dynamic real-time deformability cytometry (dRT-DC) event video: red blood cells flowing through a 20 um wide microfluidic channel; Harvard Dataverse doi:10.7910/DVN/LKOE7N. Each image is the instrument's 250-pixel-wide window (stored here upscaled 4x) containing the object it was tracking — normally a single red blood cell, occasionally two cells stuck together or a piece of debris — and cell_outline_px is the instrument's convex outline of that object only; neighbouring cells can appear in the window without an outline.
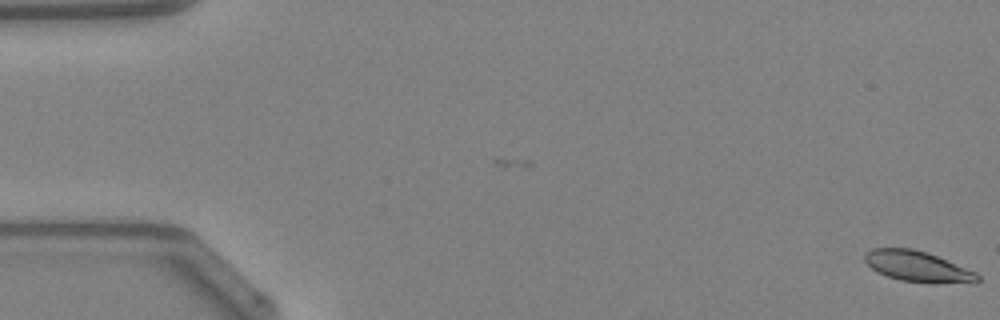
{"species": "Egyptian fruit bat (a non-hibernating species)", "species_latin": "Rousettus aegyptiacus", "temperature_condition": "warm", "stored_images_in_passage": 3, "camera_frame_rate_fps": 3000, "um_per_image_px": 0.085, "animal": {"sex": "female"}, "frame": {"image": 1, "passage_image": 3, "time_ms": 0.667, "image_size_px": [1000, 320], "cell_outline_px": [[980, 280], [976, 284], [932, 284], [900, 280], [876, 272], [864, 260], [864, 252], [872, 248], [912, 248], [928, 252], [976, 272], [980, 276]], "centroid_in_image_um": [78.06, 22.68], "position_along_channel_um": 6.9, "area_um2": 20.75}}